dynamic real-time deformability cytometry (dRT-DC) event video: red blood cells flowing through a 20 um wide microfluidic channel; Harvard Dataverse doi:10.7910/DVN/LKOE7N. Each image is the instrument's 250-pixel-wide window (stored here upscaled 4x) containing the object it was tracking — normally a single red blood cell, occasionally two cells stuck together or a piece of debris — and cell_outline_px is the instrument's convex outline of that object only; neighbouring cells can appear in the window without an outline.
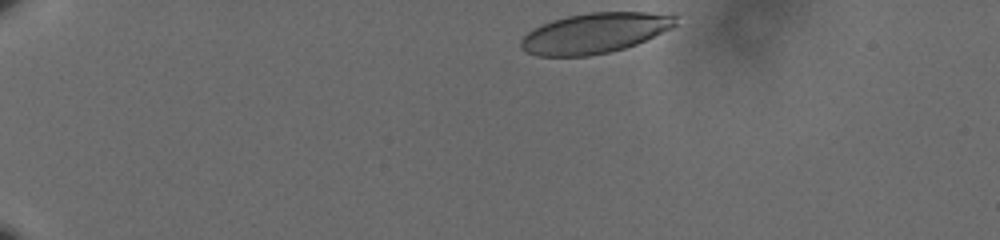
{"species": "human", "species_latin": "Homo sapiens", "temperature_condition": "cold", "stored_images_in_passage": 42, "camera_frame_rate_fps": 3000, "um_per_image_px": 0.085, "donor": {"sex": "male"}, "frame": {"image": 1, "passage_image": 1, "time_ms": 0.0, "image_size_px": [1000, 240], "cell_outline_px": [[676, 24], [672, 28], [636, 44], [624, 48], [608, 52], [588, 56], [536, 56], [524, 52], [520, 48], [520, 40], [532, 28], [552, 20], [568, 16], [588, 12], [676, 12]], "centroid_in_image_um": [50.56, 2.8], "position_along_channel_um": 34.4, "area_um2": 36.7}}
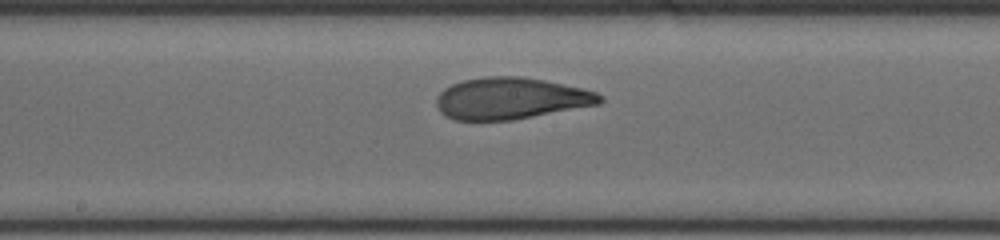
{"frame": {"image": 2, "passage_image": 23, "time_ms": 7.333, "image_size_px": [1000, 240], "cell_outline_px": [[604, 100], [600, 104], [512, 120], [452, 120], [444, 116], [440, 112], [436, 104], [436, 96], [444, 88], [452, 84], [464, 80], [484, 76], [520, 76], [544, 80], [580, 88], [596, 92], [604, 96]], "centroid_in_image_um": [43.39, 8.37], "position_along_channel_um": 204.8, "area_um2": 39.77}}
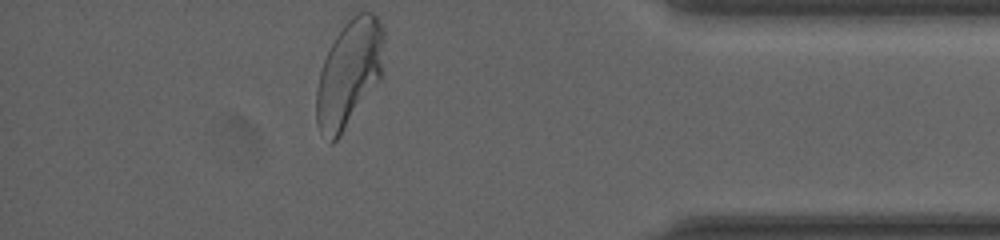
{"frame": {"image": 3, "passage_image": 42, "time_ms": 13.667, "image_size_px": [1000, 240], "cell_outline_px": [[384, 40], [380, 80], [340, 136], [332, 144], [328, 144], [320, 132], [316, 124], [316, 88], [320, 72], [324, 60], [336, 36], [344, 24], [356, 12], [372, 12], [376, 16], [384, 32]], "centroid_in_image_um": [29.65, 6.28], "position_along_channel_um": 405.5, "area_um2": 42.02}, "authors_computed_cell_mechanics": {"area_um2": 39.7953, "velocity_mm_per_s": 3.5744, "shape_relaxation_time_tau1_ms": 4.6999, "shape_relaxation_time_tau2_ms": 1.0837, "deformation_change_tau1": 0.1892, "deformation_change_tau2": 0.0791}}